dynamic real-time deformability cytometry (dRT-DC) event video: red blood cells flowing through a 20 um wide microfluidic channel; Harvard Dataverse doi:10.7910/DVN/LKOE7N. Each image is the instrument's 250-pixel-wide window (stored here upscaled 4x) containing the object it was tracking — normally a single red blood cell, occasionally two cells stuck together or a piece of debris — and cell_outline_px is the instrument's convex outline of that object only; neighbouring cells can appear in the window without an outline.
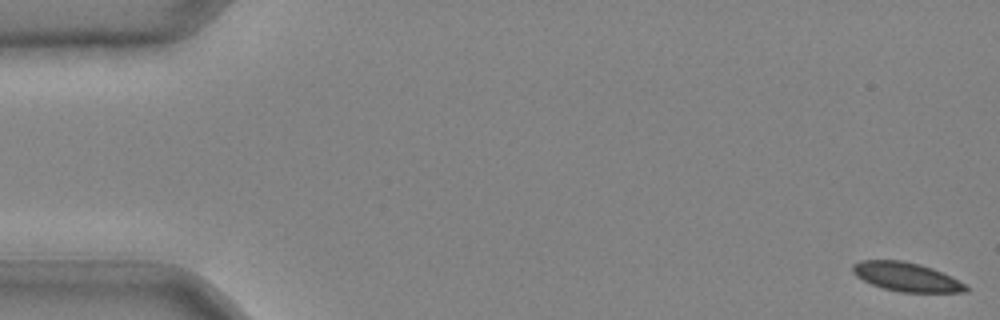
{"species": "common noctule bat (a hibernating species)", "species_latin": "Nyctalus noctula", "temperature_condition": "cold", "stored_images_in_passage": 43, "camera_frame_rate_fps": 3000, "um_per_image_px": 0.085, "animal": {"sex": "male", "body_mass_g": 20.4}, "frame": {"image": 1, "passage_image": 1, "time_ms": 0.0, "image_size_px": [1000, 320], "cell_outline_px": [[968, 292], [900, 292], [884, 288], [872, 284], [856, 276], [852, 272], [852, 264], [860, 260], [904, 260], [920, 264], [932, 268], [952, 276], [964, 284], [968, 288]], "centroid_in_image_um": [77.03, 23.52], "position_along_channel_um": 8.0, "area_um2": 19.07}}
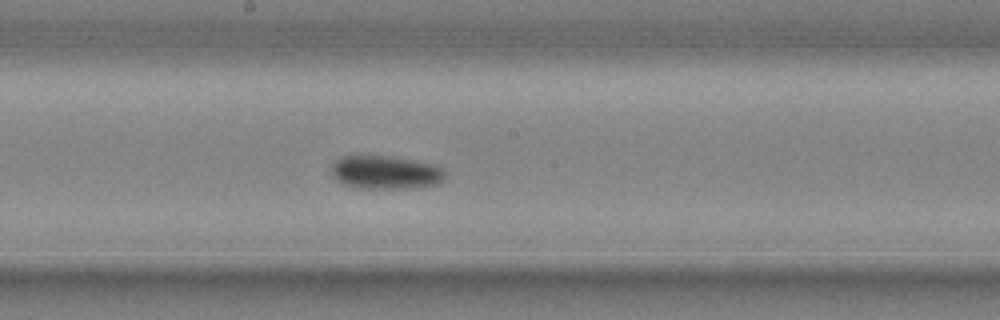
{"frame": {"image": 2, "passage_image": 24, "time_ms": 7.667, "image_size_px": [1000, 320], "cell_outline_px": [[448, 176], [440, 184], [416, 188], [360, 188], [344, 184], [336, 180], [332, 176], [332, 164], [340, 156], [392, 156], [436, 164]], "centroid_in_image_um": [32.82, 14.65], "position_along_channel_um": 215.4, "area_um2": 22.43}}
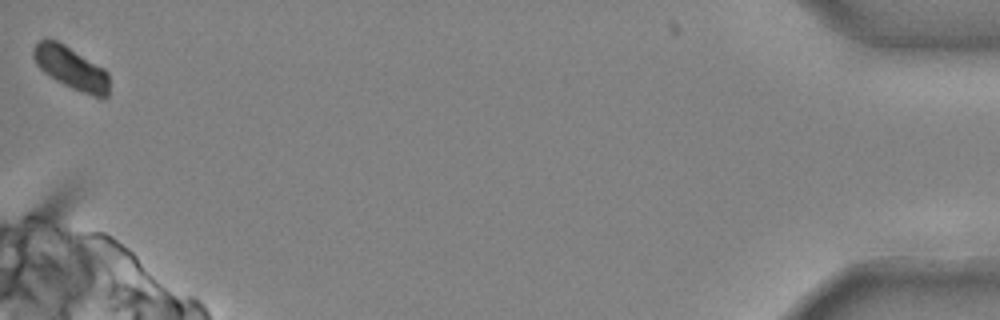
{"frame": {"image": 3, "passage_image": 43, "time_ms": 14.0, "image_size_px": [1000, 320], "cell_outline_px": [[108, 96], [104, 100], [92, 96], [72, 88], [56, 80], [44, 72], [36, 64], [32, 56], [32, 48], [44, 36], [56, 40], [64, 44], [104, 68], [108, 72]], "centroid_in_image_um": [6.03, 5.77], "position_along_channel_um": 429.2, "area_um2": 19.02}}